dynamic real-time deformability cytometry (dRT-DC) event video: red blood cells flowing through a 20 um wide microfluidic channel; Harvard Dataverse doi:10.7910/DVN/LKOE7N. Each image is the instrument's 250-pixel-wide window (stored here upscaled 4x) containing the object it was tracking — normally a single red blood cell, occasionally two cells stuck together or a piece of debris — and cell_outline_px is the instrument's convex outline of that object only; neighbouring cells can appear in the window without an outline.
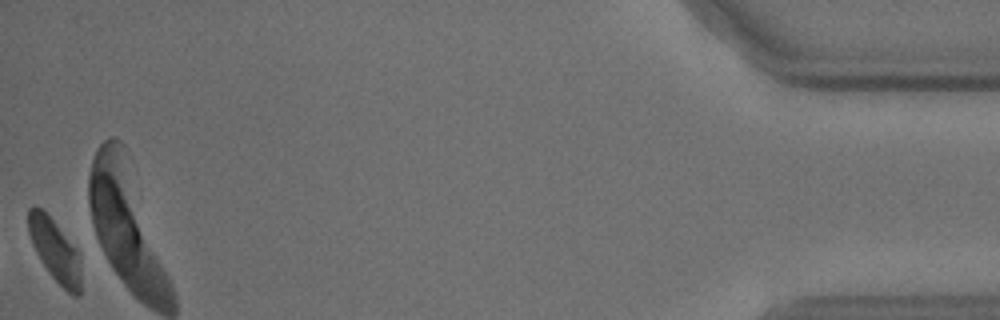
{"species": "common noctule bat (a hibernating species)", "species_latin": "Nyctalus noctula", "temperature_condition": "cold", "stored_images_in_passage": 36, "camera_frame_rate_fps": 3000, "um_per_image_px": 0.085, "animal": {"sex": "male", "body_mass_g": 18.8}, "frame": {"image": 1, "passage_image": 36, "time_ms": 11.667, "image_size_px": [1000, 320], "cell_outline_px": [[80, 296], [72, 296], [48, 272], [36, 252], [32, 244], [28, 232], [28, 208], [32, 204], [40, 208], [52, 220], [80, 252]], "centroid_in_image_um": [4.67, 21.28], "position_along_channel_um": 430.5, "area_um2": 18.96}, "authors_computed_cell_mechanics": {"area_um2": 21.2993, "velocity_mm_per_s": 3.6419, "shape_relaxation_time_tau1_ms": 3.4298, "shape_relaxation_time_tau2_ms": 8.0874, "deformation_change_tau1": 0.0915, "deformation_change_tau2": 0.111}}